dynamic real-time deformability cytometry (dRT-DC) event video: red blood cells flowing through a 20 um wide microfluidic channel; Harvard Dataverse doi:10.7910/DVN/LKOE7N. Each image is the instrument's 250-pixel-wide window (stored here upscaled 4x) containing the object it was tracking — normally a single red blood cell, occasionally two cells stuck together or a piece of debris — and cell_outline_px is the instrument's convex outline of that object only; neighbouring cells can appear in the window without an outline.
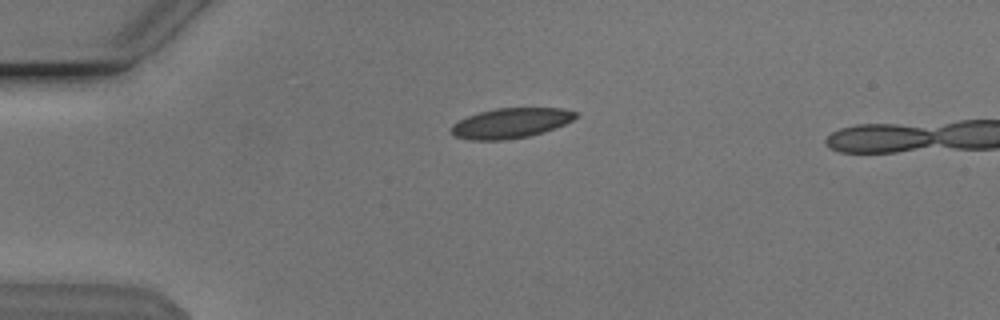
{"species": "Egyptian fruit bat (a non-hibernating species)", "species_latin": "Rousettus aegyptiacus", "temperature_condition": "cold", "stored_images_in_passage": 39, "camera_frame_rate_fps": 3000, "um_per_image_px": 0.085, "animal": {"sex": "male"}, "frame": {"image": 1, "passage_image": 1, "time_ms": 0.0, "image_size_px": [1000, 320], "cell_outline_px": [[580, 116], [564, 124], [544, 132], [528, 136], [504, 140], [472, 140], [456, 136], [452, 132], [452, 124], [468, 116], [480, 112], [496, 108], [564, 108], [576, 112]], "centroid_in_image_um": [43.45, 10.45], "position_along_channel_um": 41.5, "area_um2": 21.62}}
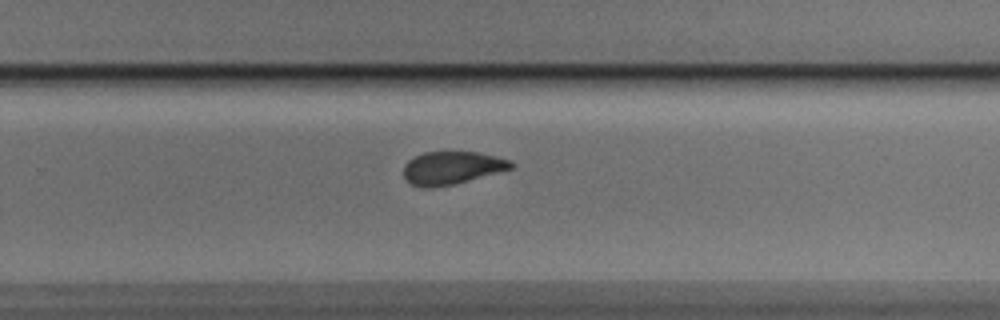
{"frame": {"image": 2, "passage_image": 23, "time_ms": 7.333, "image_size_px": [1000, 320], "cell_outline_px": [[516, 164], [512, 168], [468, 180], [452, 184], [432, 188], [424, 188], [412, 184], [404, 176], [404, 164], [408, 160], [424, 152], [476, 152], [496, 156], [512, 160]], "centroid_in_image_um": [38.42, 14.26], "position_along_channel_um": 291.4, "area_um2": 20.4}}
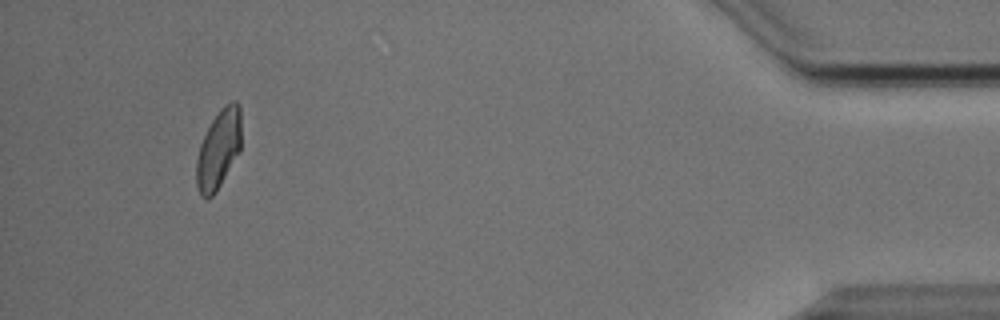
{"frame": {"image": 3, "passage_image": 38, "time_ms": 12.333, "image_size_px": [1000, 320], "cell_outline_px": [[240, 148], [216, 192], [212, 196], [200, 196], [196, 184], [196, 160], [200, 144], [212, 120], [220, 108], [224, 104], [232, 100], [236, 100], [240, 108]], "centroid_in_image_um": [18.56, 12.65], "position_along_channel_um": 416.6, "area_um2": 20.29}}